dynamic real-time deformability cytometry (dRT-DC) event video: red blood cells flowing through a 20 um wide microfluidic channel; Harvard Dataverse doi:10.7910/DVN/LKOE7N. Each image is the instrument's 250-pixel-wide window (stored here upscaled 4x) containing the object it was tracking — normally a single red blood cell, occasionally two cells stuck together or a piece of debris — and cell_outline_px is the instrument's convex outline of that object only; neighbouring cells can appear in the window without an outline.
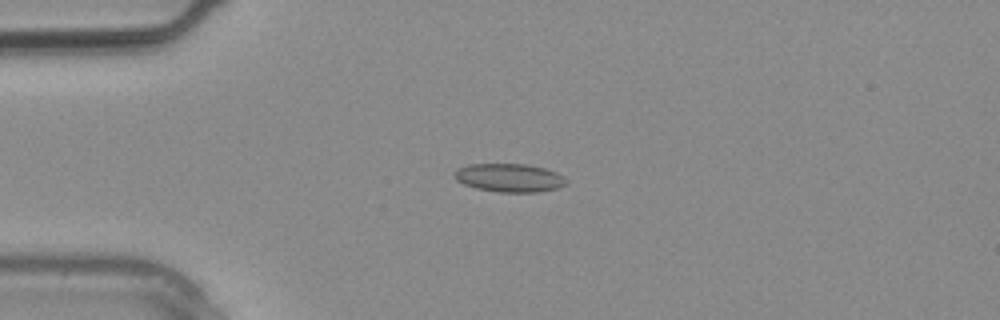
{"species": "common noctule bat (a hibernating species)", "species_latin": "Nyctalus noctula", "temperature_condition": "warm", "stored_images_in_passage": 3, "camera_frame_rate_fps": 3000, "um_per_image_px": 0.085, "animal": {"sex": "male", "body_mass_g": 20.4}, "frame": {"image": 1, "passage_image": 3, "time_ms": 0.667, "image_size_px": [1000, 320], "cell_outline_px": [[568, 184], [556, 188], [540, 192], [500, 192], [476, 188], [464, 184], [456, 180], [452, 176], [452, 172], [468, 164], [528, 164], [544, 168], [556, 172], [564, 176], [568, 180]], "centroid_in_image_um": [43.3, 15.11], "position_along_channel_um": 41.7, "area_um2": 18.67}}